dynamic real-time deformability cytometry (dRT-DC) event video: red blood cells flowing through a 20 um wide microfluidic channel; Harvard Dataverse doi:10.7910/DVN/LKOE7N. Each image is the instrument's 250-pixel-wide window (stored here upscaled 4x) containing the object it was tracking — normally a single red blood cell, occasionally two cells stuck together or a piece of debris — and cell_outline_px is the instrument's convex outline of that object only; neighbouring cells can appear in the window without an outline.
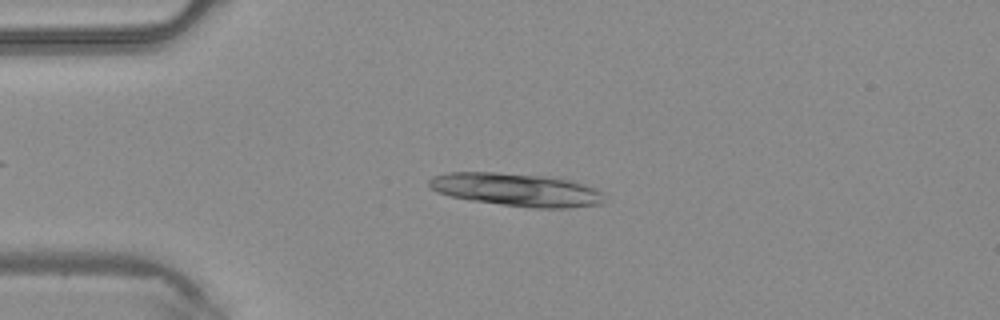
{"species": "common noctule bat (a hibernating species)", "species_latin": "Nyctalus noctula", "temperature_condition": "warm", "stored_images_in_passage": 40, "camera_frame_rate_fps": 3000, "um_per_image_px": 0.085, "animal": {"sex": "male", "body_mass_g": 20.4}, "frame": {"image": 1, "passage_image": 6, "time_ms": 1.667, "image_size_px": [1000, 320], "cell_outline_px": [[604, 200], [600, 204], [568, 208], [532, 208], [500, 204], [472, 200], [452, 196], [436, 192], [428, 184], [428, 180], [432, 176], [448, 172], [496, 172], [540, 176], [572, 180], [596, 188], [604, 192]], "centroid_in_image_um": [43.92, 16.12], "position_along_channel_um": 41.1, "area_um2": 33.7}}
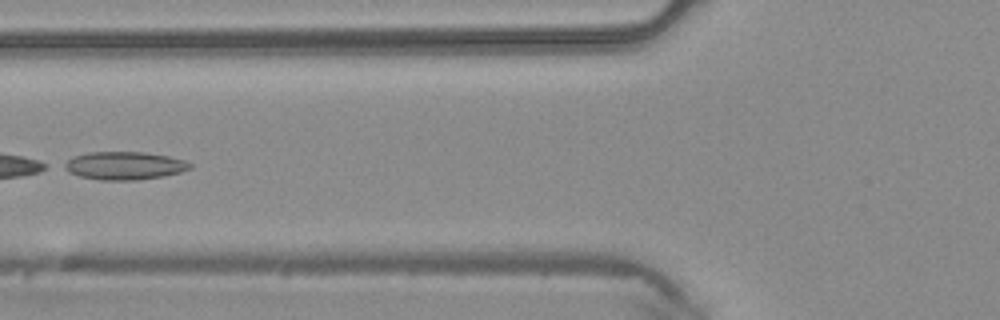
{"frame": {"image": 2, "passage_image": 13, "time_ms": 4.0, "image_size_px": [1000, 320], "cell_outline_px": [[192, 168], [180, 172], [164, 176], [136, 180], [100, 180], [80, 176], [68, 172], [60, 168], [60, 164], [72, 156], [88, 152], [144, 152], [168, 156], [184, 160], [192, 164]], "centroid_in_image_um": [10.5, 14.08], "position_along_channel_um": 115.3, "area_um2": 20.81}}